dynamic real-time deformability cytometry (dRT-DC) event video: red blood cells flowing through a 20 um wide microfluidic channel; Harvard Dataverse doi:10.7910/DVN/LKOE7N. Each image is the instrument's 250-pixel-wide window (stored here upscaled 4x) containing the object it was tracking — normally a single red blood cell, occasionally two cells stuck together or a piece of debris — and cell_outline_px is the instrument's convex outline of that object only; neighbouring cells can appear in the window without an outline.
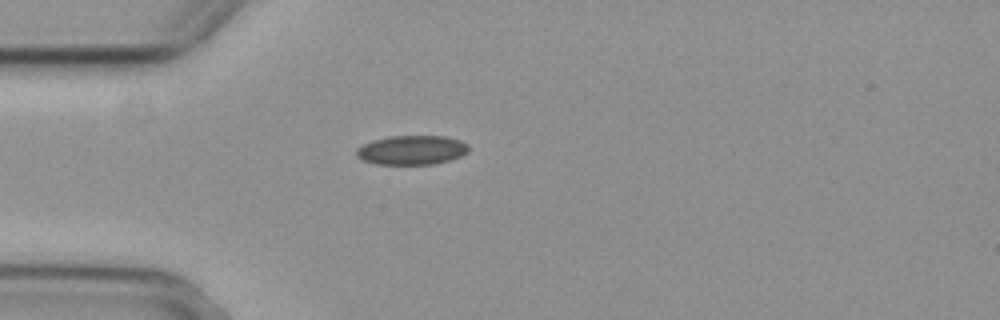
{"species": "common noctule bat (a hibernating species)", "species_latin": "Nyctalus noctula", "temperature_condition": "cold", "stored_images_in_passage": 3, "camera_frame_rate_fps": 3000, "um_per_image_px": 0.085, "animal": {"sex": "female", "body_mass_g": 29.2, "forearm_length_mm": 56.3}, "frame": {"image": 1, "passage_image": 3, "time_ms": 0.667, "image_size_px": [1000, 320], "cell_outline_px": [[468, 152], [460, 156], [448, 160], [432, 164], [376, 164], [360, 160], [356, 156], [356, 148], [372, 140], [388, 136], [448, 136], [460, 140], [468, 144]], "centroid_in_image_um": [34.97, 12.75], "position_along_channel_um": 50.0, "area_um2": 19.25}}